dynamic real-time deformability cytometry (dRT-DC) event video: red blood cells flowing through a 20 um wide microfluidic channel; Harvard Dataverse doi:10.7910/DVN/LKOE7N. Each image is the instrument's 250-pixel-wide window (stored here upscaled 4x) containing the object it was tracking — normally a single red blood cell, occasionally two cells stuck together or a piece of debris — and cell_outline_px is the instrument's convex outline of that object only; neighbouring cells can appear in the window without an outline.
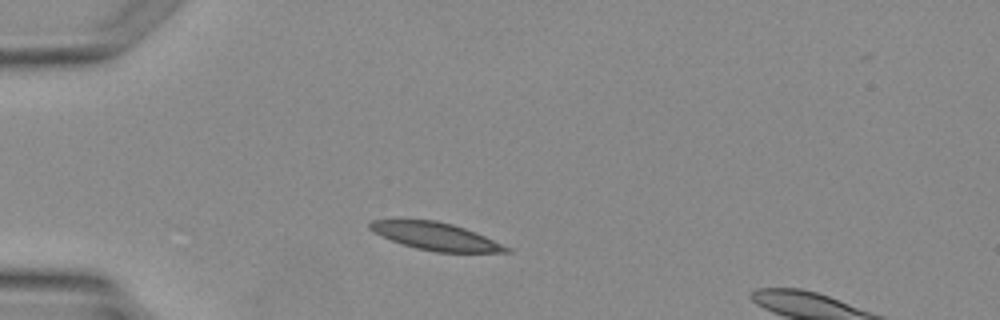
{"species": "Egyptian fruit bat (a non-hibernating species)", "species_latin": "Rousettus aegyptiacus", "temperature_condition": "warm", "stored_images_in_passage": 2, "camera_frame_rate_fps": 3000, "um_per_image_px": 0.085, "animal": {"sex": "female"}, "frame": {"image": 1, "passage_image": 2, "time_ms": 2.0, "image_size_px": [1000, 320], "cell_outline_px": [[512, 252], [436, 252], [416, 248], [392, 240], [368, 228], [368, 224], [372, 220], [436, 220], [452, 224], [476, 232], [512, 248]], "centroid_in_image_um": [37.09, 20.09], "position_along_channel_um": 47.9, "area_um2": 21.62}}